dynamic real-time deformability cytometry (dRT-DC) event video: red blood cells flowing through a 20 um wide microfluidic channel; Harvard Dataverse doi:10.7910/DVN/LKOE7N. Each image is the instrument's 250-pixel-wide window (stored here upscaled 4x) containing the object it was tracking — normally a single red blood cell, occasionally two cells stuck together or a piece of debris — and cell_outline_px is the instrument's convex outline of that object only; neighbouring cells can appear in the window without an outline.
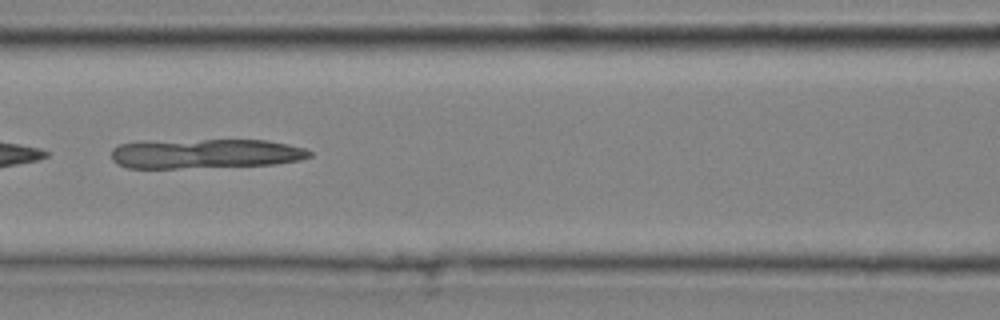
{"species": "common noctule bat (a hibernating species)", "species_latin": "Nyctalus noctula", "temperature_condition": "cold", "stored_images_in_passage": 17, "camera_frame_rate_fps": 3000, "um_per_image_px": 0.085, "animal": {"sex": "male", "body_mass_g": 20.4}, "frame": {"image": 1, "passage_image": 8, "time_ms": 2.333, "image_size_px": [1000, 320], "cell_outline_px": [[312, 156], [300, 160], [276, 164], [176, 168], [128, 168], [116, 164], [112, 160], [112, 148], [120, 144], [140, 140], [268, 140], [288, 144], [304, 148], [312, 152]], "centroid_in_image_um": [17.41, 13.05], "position_along_channel_um": 149.2, "area_um2": 34.56}}